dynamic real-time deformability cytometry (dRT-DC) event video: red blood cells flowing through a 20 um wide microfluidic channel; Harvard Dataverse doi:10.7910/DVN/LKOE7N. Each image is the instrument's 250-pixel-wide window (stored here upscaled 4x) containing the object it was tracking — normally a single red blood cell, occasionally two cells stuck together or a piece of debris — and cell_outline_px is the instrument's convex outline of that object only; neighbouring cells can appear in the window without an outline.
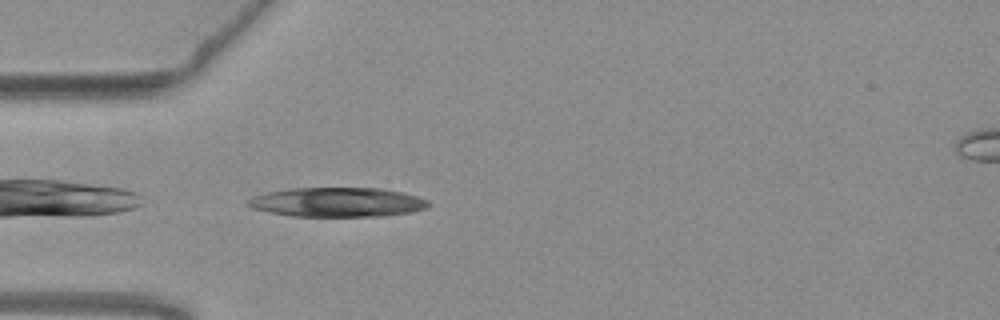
{"species": "common noctule bat (a hibernating species)", "species_latin": "Nyctalus noctula", "temperature_condition": "warm", "stored_images_in_passage": 36, "camera_frame_rate_fps": 3000, "um_per_image_px": 0.085, "animal": {"sex": "female", "body_mass_g": 19.3, "forearm_length_mm": 54.1}, "frame": {"image": 1, "passage_image": 1, "time_ms": 0.0, "image_size_px": [1000, 320], "cell_outline_px": [[428, 204], [424, 208], [412, 212], [380, 216], [292, 216], [268, 212], [252, 208], [248, 204], [248, 200], [252, 196], [268, 192], [292, 188], [380, 188], [404, 192], [428, 200]], "centroid_in_image_um": [28.66, 17.18], "position_along_channel_um": 56.3, "area_um2": 30.75}}